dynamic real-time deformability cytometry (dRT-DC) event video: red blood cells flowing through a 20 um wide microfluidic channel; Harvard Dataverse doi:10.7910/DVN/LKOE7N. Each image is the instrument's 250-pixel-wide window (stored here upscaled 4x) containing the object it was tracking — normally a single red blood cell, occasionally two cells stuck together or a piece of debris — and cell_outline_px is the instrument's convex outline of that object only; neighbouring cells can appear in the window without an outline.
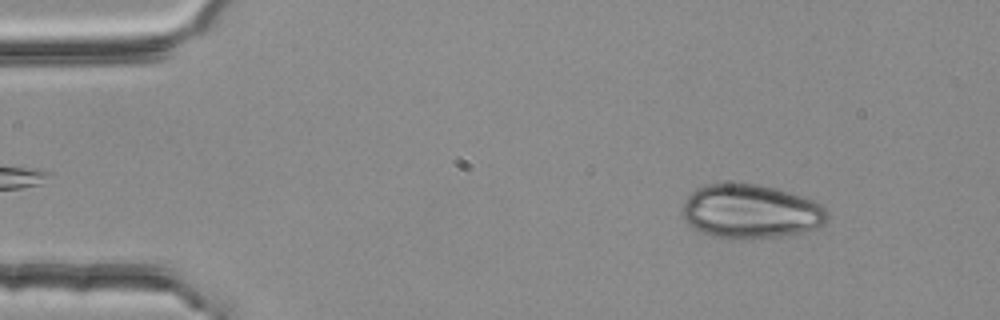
{"species": "common noctule bat (a hibernating species)", "species_latin": "Nyctalus noctula", "temperature_condition": "room temperature", "stored_images_in_passage": 4, "camera_frame_rate_fps": 3000, "um_per_image_px": 0.085, "animal": {"sex": "female", "body_mass_g": 25.1}, "frame": {"image": 1, "passage_image": 2, "time_ms": 0.333, "image_size_px": [1000, 320], "cell_outline_px": [[828, 220], [824, 224], [816, 228], [800, 232], [780, 236], [716, 236], [692, 228], [684, 220], [684, 204], [688, 196], [696, 188], [708, 184], [756, 184], [776, 188], [812, 200], [820, 204], [828, 212]], "centroid_in_image_um": [63.83, 17.94], "position_along_channel_um": 21.2, "area_um2": 44.33}}